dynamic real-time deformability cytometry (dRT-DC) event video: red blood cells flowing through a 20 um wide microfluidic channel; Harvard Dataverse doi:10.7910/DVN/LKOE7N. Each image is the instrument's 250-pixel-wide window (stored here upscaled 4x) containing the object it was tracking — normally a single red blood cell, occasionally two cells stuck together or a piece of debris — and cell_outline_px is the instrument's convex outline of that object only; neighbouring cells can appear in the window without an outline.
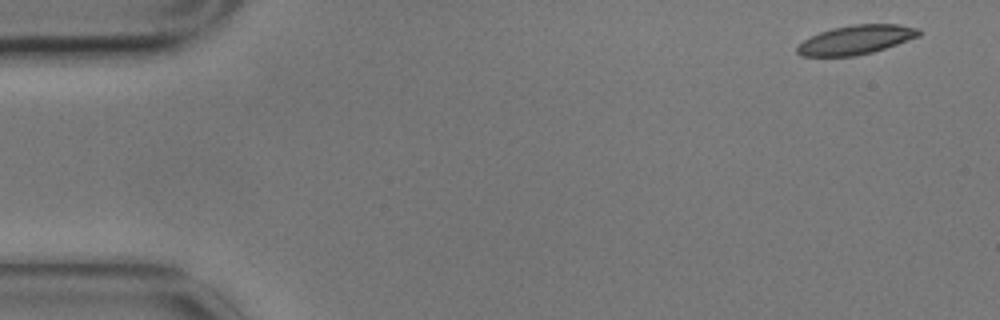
{"species": "common noctule bat (a hibernating species)", "species_latin": "Nyctalus noctula", "temperature_condition": "cold", "stored_images_in_passage": 5, "segment_of_instrument_passage": [1, 2], "camera_frame_rate_fps": 3000, "um_per_image_px": 0.085, "animal": {"sex": "male", "body_mass_g": 17.9}, "frame": {"image": 1, "passage_image": 1, "time_ms": 0.0, "image_size_px": [1000, 320], "cell_outline_px": [[920, 36], [872, 52], [856, 56], [800, 56], [796, 52], [796, 48], [804, 40], [820, 32], [832, 28], [852, 24], [896, 24], [920, 28]], "centroid_in_image_um": [72.75, 3.38], "position_along_channel_um": 12.2, "area_um2": 20.52}}
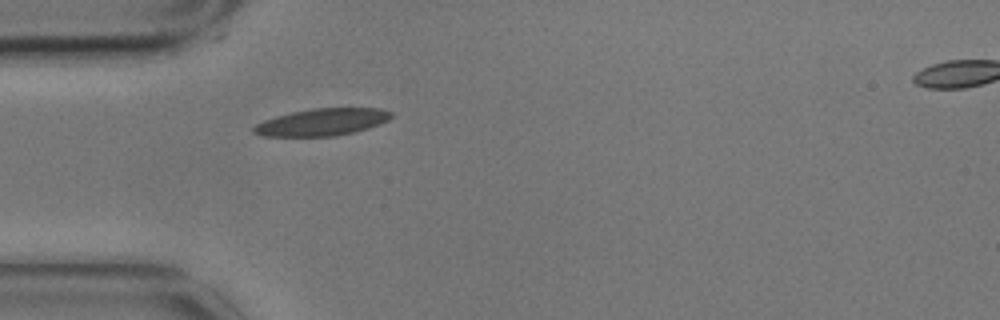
{"frame": {"image": 2, "passage_image": 4, "time_ms": 1.0, "image_size_px": [1000, 320], "cell_outline_px": [[392, 116], [388, 120], [380, 124], [368, 128], [336, 136], [260, 136], [252, 132], [252, 128], [256, 124], [264, 120], [276, 116], [292, 112], [312, 108], [380, 108], [392, 112]], "centroid_in_image_um": [27.36, 10.38], "position_along_channel_um": 57.6, "area_um2": 21.73}}